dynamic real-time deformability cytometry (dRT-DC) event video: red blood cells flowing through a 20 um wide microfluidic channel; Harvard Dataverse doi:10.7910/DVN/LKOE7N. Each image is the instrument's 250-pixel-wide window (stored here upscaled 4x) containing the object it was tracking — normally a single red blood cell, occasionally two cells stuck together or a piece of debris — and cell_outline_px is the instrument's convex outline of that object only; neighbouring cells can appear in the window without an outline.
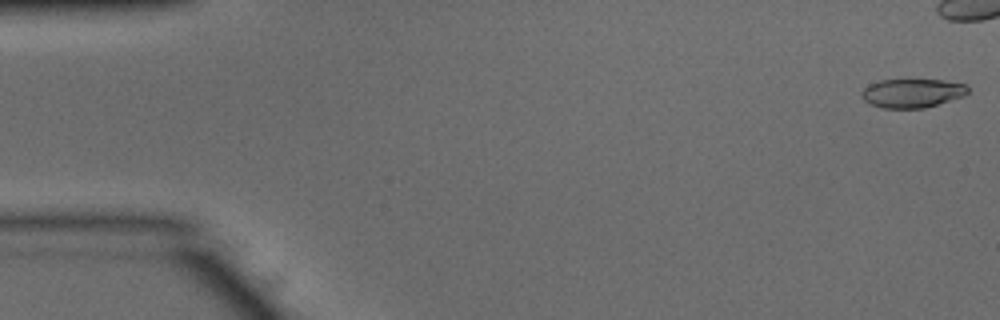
{"species": "common noctule bat (a hibernating species)", "species_latin": "Nyctalus noctula", "temperature_condition": "warm", "stored_images_in_passage": 40, "camera_frame_rate_fps": 3000, "um_per_image_px": 0.085, "animal": {"sex": "male", "body_mass_g": 15.6}, "frame": {"image": 1, "passage_image": 1, "time_ms": 0.0, "image_size_px": [1000, 320], "cell_outline_px": [[968, 92], [964, 96], [924, 108], [880, 108], [868, 104], [860, 96], [860, 92], [868, 84], [880, 80], [940, 80], [968, 84]], "centroid_in_image_um": [77.5, 7.92], "position_along_channel_um": 7.5, "area_um2": 18.03}}
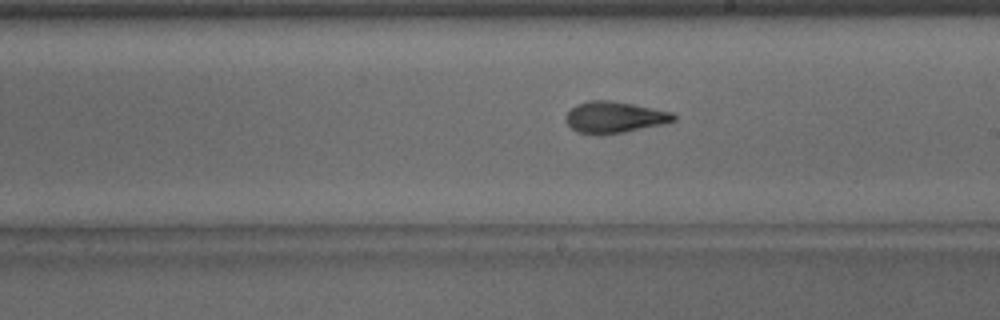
{"frame": {"image": 2, "passage_image": 29, "time_ms": 9.333, "image_size_px": [1000, 320], "cell_outline_px": [[676, 120], [660, 124], [624, 132], [576, 132], [564, 120], [564, 116], [576, 104], [592, 100], [612, 100], [672, 112], [676, 116]], "centroid_in_image_um": [52.21, 9.92], "position_along_channel_um": 236.8, "area_um2": 19.07}}